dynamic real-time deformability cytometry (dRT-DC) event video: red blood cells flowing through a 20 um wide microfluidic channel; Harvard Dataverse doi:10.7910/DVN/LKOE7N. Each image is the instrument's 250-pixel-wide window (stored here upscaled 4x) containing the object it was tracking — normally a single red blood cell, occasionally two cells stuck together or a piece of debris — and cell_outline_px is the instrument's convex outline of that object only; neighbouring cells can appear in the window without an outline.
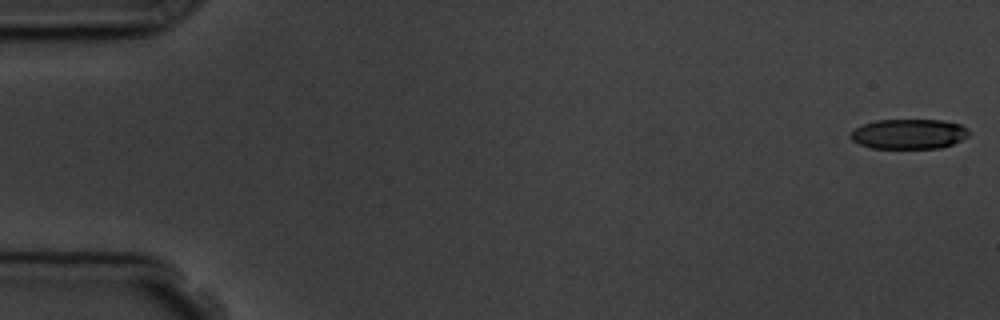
{"species": "common noctule bat (a hibernating species)", "species_latin": "Nyctalus noctula", "temperature_condition": "room temperature", "stored_images_in_passage": 5, "camera_frame_rate_fps": 3000, "um_per_image_px": 0.085, "animal": {"sex": "male", "body_mass_g": 19.5, "forearm_length_mm": 54.6}, "frame": {"image": 1, "passage_image": 1, "time_ms": 0.0, "image_size_px": [1000, 320], "cell_outline_px": [[968, 136], [952, 144], [940, 148], [872, 148], [860, 144], [852, 140], [848, 136], [856, 128], [864, 124], [876, 120], [944, 120], [960, 124], [968, 128]], "centroid_in_image_um": [77.26, 11.38], "position_along_channel_um": 7.7, "area_um2": 20.58}}